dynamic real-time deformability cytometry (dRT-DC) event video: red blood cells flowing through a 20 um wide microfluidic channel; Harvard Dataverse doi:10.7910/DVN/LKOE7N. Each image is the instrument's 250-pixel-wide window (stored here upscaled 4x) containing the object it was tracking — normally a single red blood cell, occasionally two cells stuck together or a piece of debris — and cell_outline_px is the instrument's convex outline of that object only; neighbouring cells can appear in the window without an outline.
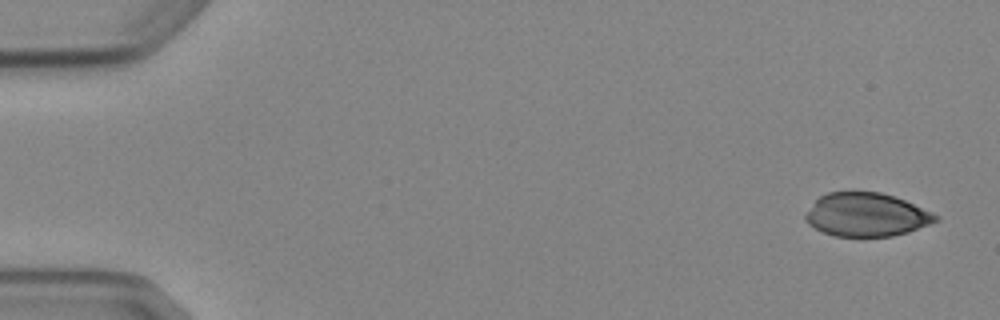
{"species": "Egyptian fruit bat (a non-hibernating species)", "species_latin": "Rousettus aegyptiacus", "temperature_condition": "cold", "stored_images_in_passage": 6, "camera_frame_rate_fps": 3000, "um_per_image_px": 0.085, "animal": {"sex": "female"}, "frame": {"image": 1, "passage_image": 1, "time_ms": 0.0, "image_size_px": [1000, 320], "cell_outline_px": [[940, 220], [908, 232], [892, 236], [860, 240], [832, 236], [808, 224], [804, 220], [804, 216], [816, 200], [820, 196], [828, 192], [880, 192], [904, 200], [932, 212], [940, 216]], "centroid_in_image_um": [73.64, 18.31], "position_along_channel_um": 11.4, "area_um2": 33.64}}